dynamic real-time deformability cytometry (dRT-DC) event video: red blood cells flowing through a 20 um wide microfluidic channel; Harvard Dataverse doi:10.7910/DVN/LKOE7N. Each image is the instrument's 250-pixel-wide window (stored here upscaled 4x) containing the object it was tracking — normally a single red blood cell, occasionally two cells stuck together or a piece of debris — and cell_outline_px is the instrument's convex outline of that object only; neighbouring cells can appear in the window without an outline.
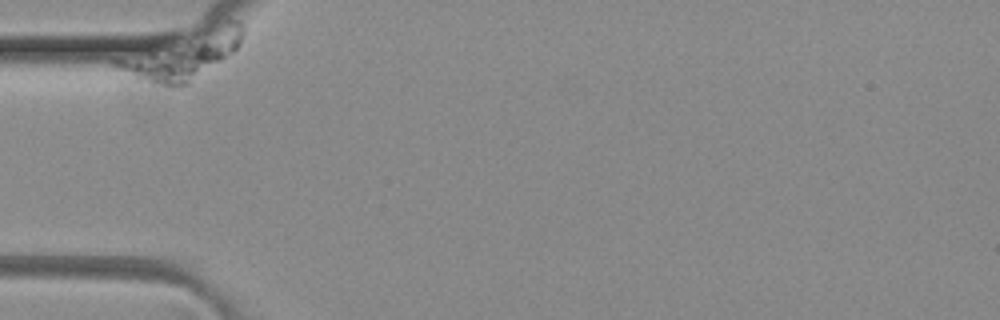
{"species": "common noctule bat (a hibernating species)", "species_latin": "Nyctalus noctula", "temperature_condition": "room temperature", "stored_images_in_passage": 4, "camera_frame_rate_fps": 3000, "um_per_image_px": 0.085, "animal": {"sex": "female", "body_mass_g": 29.2, "forearm_length_mm": 56.3}, "frame": {"image": 1, "passage_image": 1, "time_ms": 0.0, "image_size_px": [1000, 320], "cell_outline_px": [[244, 36], [240, 44], [228, 56], [188, 84], [176, 88], [168, 88], [152, 84], [140, 80], [132, 76], [112, 64], [112, 60], [152, 44], [228, 16], [240, 20], [244, 28]], "centroid_in_image_um": [15.62, 4.61], "position_along_channel_um": 69.4, "area_um2": 36.18}}
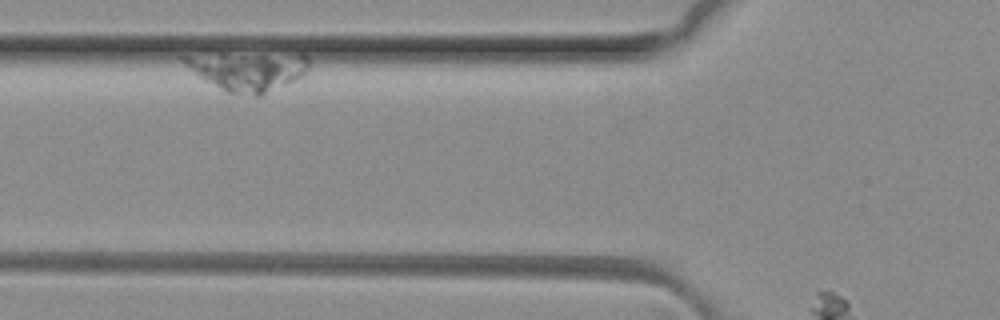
{"frame": {"image": 2, "passage_image": 2, "time_ms": 0.333, "image_size_px": [1000, 320], "cell_outline_px": [[308, 68], [304, 76], [260, 96], [256, 96], [228, 92], [204, 80], [184, 64], [180, 60], [180, 56], [300, 52], [308, 56]], "centroid_in_image_um": [21.16, 6.01], "position_along_channel_um": 104.6, "area_um2": 28.38}}